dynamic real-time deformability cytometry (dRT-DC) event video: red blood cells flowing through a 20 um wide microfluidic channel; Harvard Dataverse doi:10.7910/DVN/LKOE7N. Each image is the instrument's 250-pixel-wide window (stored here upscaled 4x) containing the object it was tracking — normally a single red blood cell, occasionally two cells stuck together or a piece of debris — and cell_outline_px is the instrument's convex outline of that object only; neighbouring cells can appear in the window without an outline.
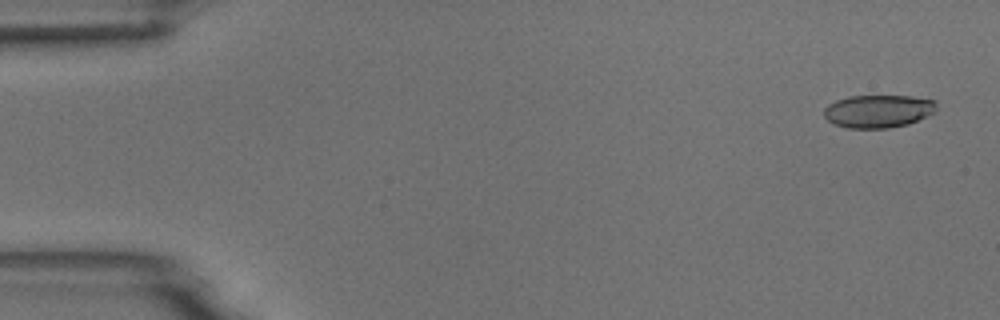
{"species": "common noctule bat (a hibernating species)", "species_latin": "Nyctalus noctula", "temperature_condition": "room temperature", "stored_images_in_passage": 9, "camera_frame_rate_fps": 3000, "um_per_image_px": 0.085, "animal": {"sex": "male", "body_mass_g": 18.8}, "frame": {"image": 1, "passage_image": 1, "time_ms": 0.0, "image_size_px": [1000, 320], "cell_outline_px": [[936, 112], [908, 124], [888, 128], [848, 128], [836, 124], [828, 120], [824, 116], [824, 108], [828, 104], [836, 100], [848, 96], [912, 96], [936, 100]], "centroid_in_image_um": [74.66, 9.44], "position_along_channel_um": 10.3, "area_um2": 21.62}}
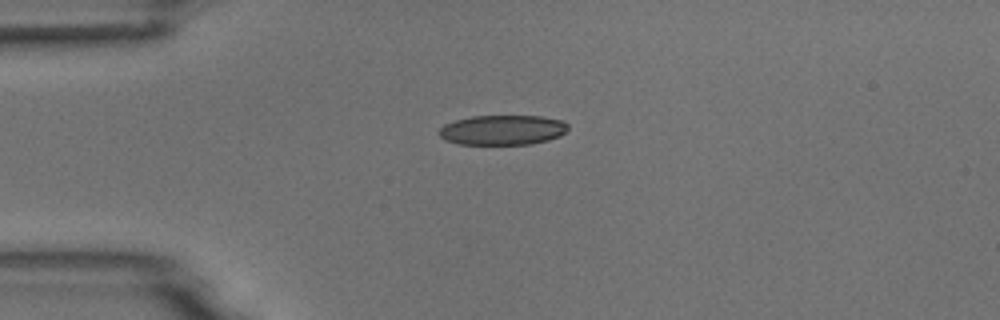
{"frame": {"image": 2, "passage_image": 4, "time_ms": 3.667, "image_size_px": [1000, 320], "cell_outline_px": [[568, 128], [560, 136], [548, 140], [532, 144], [456, 144], [444, 140], [436, 132], [444, 124], [456, 120], [472, 116], [540, 116], [564, 120], [568, 124]], "centroid_in_image_um": [42.7, 11.05], "position_along_channel_um": 42.3, "area_um2": 22.66}}
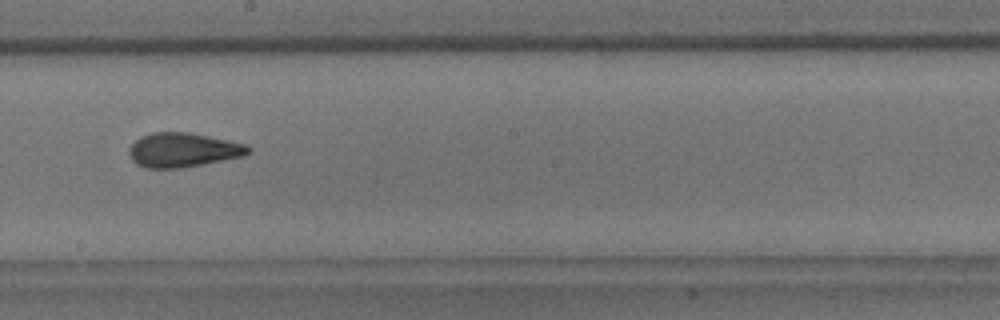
{"frame": {"image": 3, "passage_image": 9, "time_ms": 9.333, "image_size_px": [1000, 320], "cell_outline_px": [[252, 148], [244, 156], [180, 168], [144, 168], [136, 164], [132, 160], [128, 152], [128, 148], [140, 136], [152, 132], [188, 132], [228, 140], [244, 144]], "centroid_in_image_um": [15.51, 12.75], "position_along_channel_um": 232.7, "area_um2": 23.76}}